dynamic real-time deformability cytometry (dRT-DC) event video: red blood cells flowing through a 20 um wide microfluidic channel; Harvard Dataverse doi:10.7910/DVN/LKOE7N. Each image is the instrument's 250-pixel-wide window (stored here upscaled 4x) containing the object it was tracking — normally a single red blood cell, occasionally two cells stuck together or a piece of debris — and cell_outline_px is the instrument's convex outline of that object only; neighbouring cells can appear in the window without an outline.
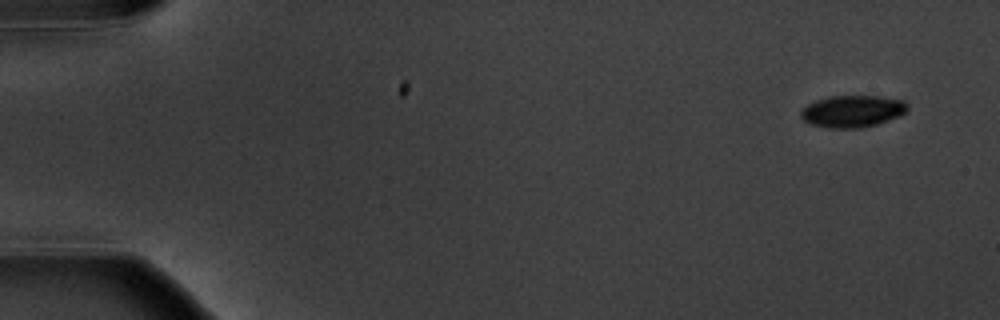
{"species": "common noctule bat (a hibernating species)", "species_latin": "Nyctalus noctula", "temperature_condition": "warm", "stored_images_in_passage": 5, "camera_frame_rate_fps": 3000, "um_per_image_px": 0.085, "animal": {"sex": "male", "body_mass_g": 20.1, "forearm_length_mm": 53.5}, "frame": {"image": 1, "passage_image": 1, "time_ms": 0.0, "image_size_px": [1000, 320], "cell_outline_px": [[908, 108], [904, 112], [896, 116], [876, 124], [860, 128], [828, 128], [812, 124], [804, 120], [800, 116], [800, 108], [816, 100], [832, 96], [880, 96], [904, 100], [908, 104]], "centroid_in_image_um": [72.42, 9.45], "position_along_channel_um": 12.6, "area_um2": 19.71}}
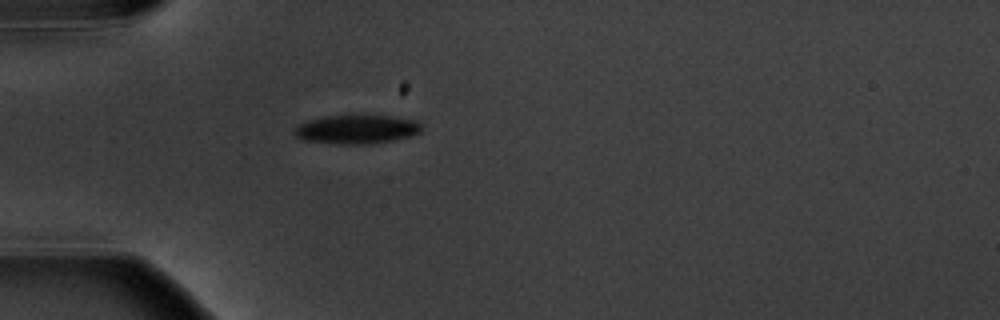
{"frame": {"image": 2, "passage_image": 5, "time_ms": 4.667, "image_size_px": [1000, 320], "cell_outline_px": [[424, 128], [420, 132], [412, 136], [372, 144], [340, 144], [304, 140], [296, 136], [292, 132], [300, 124], [308, 120], [328, 116], [388, 116], [416, 120]], "centroid_in_image_um": [30.35, 11.0], "position_along_channel_um": 54.6, "area_um2": 21.21}}